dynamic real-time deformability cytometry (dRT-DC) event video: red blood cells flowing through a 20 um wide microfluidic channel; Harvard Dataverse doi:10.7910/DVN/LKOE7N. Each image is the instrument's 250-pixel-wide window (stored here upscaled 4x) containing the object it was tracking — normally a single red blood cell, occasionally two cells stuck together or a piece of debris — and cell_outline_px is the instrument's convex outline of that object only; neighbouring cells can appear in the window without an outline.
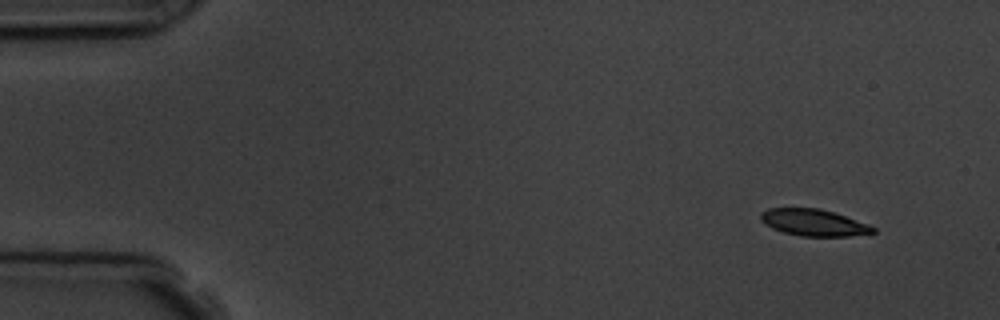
{"species": "common noctule bat (a hibernating species)", "species_latin": "Nyctalus noctula", "temperature_condition": "room temperature", "stored_images_in_passage": 4, "segment_of_instrument_passage": [2, 2], "camera_frame_rate_fps": 3000, "um_per_image_px": 0.085, "animal": {"sex": "male", "body_mass_g": 19.5, "forearm_length_mm": 54.6}, "frame": {"image": 1, "passage_image": 4, "time_ms": 5.333, "image_size_px": [1000, 320], "cell_outline_px": [[876, 232], [848, 236], [800, 236], [784, 232], [772, 228], [764, 224], [760, 220], [760, 212], [768, 208], [820, 208], [868, 224], [876, 228]], "centroid_in_image_um": [69.12, 18.91], "position_along_channel_um": 15.9, "area_um2": 17.4}}